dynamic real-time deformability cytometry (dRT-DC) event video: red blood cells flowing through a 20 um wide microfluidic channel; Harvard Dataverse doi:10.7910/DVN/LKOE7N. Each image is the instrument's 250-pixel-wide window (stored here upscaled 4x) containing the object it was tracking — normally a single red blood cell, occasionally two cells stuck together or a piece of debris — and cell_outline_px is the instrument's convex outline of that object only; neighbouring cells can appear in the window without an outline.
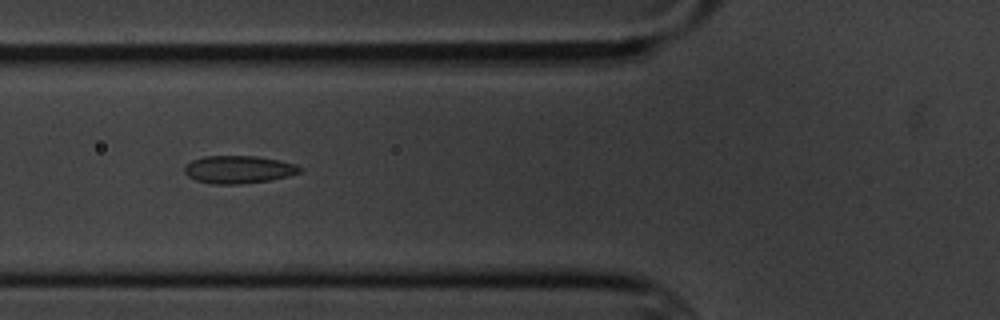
{"species": "common noctule bat (a hibernating species)", "species_latin": "Nyctalus noctula", "temperature_condition": "cold", "stored_images_in_passage": 13, "camera_frame_rate_fps": 3000, "um_per_image_px": 0.085, "animal": {"sex": "male", "body_mass_g": 20.1, "forearm_length_mm": 53.5}, "frame": {"image": 1, "passage_image": 4, "time_ms": 3.333, "image_size_px": [1000, 320], "cell_outline_px": [[304, 168], [300, 172], [288, 176], [268, 180], [240, 184], [212, 184], [196, 180], [188, 176], [184, 172], [184, 168], [192, 160], [204, 156], [256, 156], [280, 160], [296, 164]], "centroid_in_image_um": [20.29, 14.4], "position_along_channel_um": 105.5, "area_um2": 18.61}}
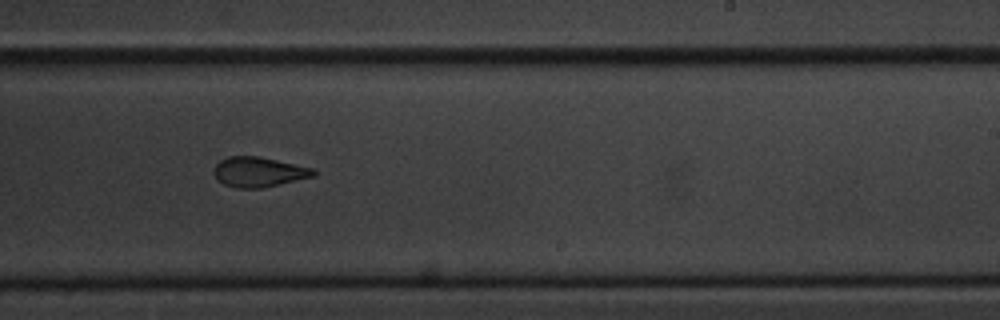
{"frame": {"image": 2, "passage_image": 8, "time_ms": 8.0, "image_size_px": [1000, 320], "cell_outline_px": [[316, 176], [260, 188], [236, 188], [224, 184], [212, 172], [216, 164], [220, 160], [228, 156], [260, 156], [312, 168], [316, 172]], "centroid_in_image_um": [21.98, 14.61], "position_along_channel_um": 267.0, "area_um2": 17.28}}
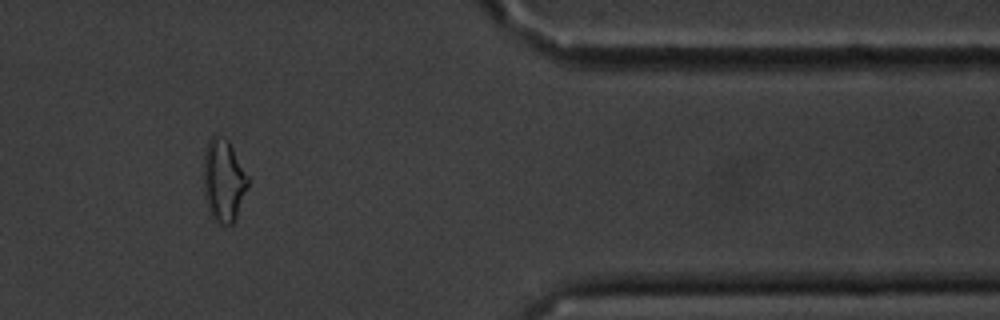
{"frame": {"image": 3, "passage_image": 11, "time_ms": 12.333, "image_size_px": [1000, 320], "cell_outline_px": [[248, 188], [236, 220], [232, 224], [216, 224], [212, 220], [208, 212], [204, 200], [204, 152], [208, 140], [216, 132], [224, 136], [228, 140], [248, 176]], "centroid_in_image_um": [18.99, 15.37], "position_along_channel_um": 392.4, "area_um2": 21.96}, "authors_computed_cell_mechanics": {"area_um2": 18.207, "velocity_mm_per_s": 3.4485, "shape_relaxation_time_tau1_ms": 7.0622, "shape_relaxation_time_tau2_ms": 0.5963, "deformation_change_tau1": 0.1331, "deformation_change_tau2": 0.0383}}